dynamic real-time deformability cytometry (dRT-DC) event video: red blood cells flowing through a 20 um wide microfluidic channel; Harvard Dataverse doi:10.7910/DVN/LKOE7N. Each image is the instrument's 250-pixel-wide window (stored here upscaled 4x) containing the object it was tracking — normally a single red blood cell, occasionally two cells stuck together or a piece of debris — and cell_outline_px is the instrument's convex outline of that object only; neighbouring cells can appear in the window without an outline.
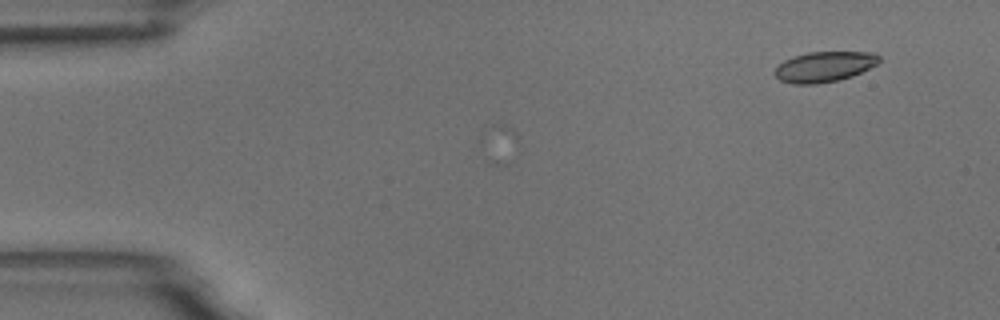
{"species": "common noctule bat (a hibernating species)", "species_latin": "Nyctalus noctula", "temperature_condition": "room temperature", "stored_images_in_passage": 3, "camera_frame_rate_fps": 3000, "um_per_image_px": 0.085, "animal": {"sex": "male", "body_mass_g": 18.8}, "frame": {"image": 1, "passage_image": 1, "time_ms": 0.0, "image_size_px": [1000, 320], "cell_outline_px": [[880, 60], [876, 64], [852, 76], [840, 80], [816, 84], [792, 84], [780, 80], [772, 72], [784, 60], [792, 56], [808, 52], [876, 52], [880, 56]], "centroid_in_image_um": [70.05, 5.67], "position_along_channel_um": 15.0, "area_um2": 18.55}}